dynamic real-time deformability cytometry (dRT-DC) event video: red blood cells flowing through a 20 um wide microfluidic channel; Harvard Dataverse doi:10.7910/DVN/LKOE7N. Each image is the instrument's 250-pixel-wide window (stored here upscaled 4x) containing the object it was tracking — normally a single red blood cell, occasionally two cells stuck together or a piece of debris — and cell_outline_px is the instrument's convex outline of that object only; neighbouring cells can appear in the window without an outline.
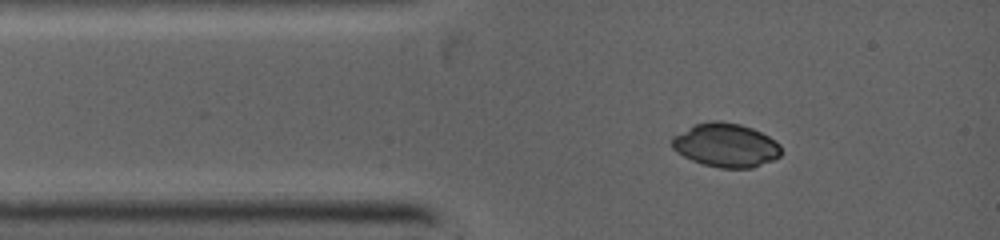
{"species": "common noctule bat (a hibernating species)", "species_latin": "Nyctalus noctula", "temperature_condition": "warm", "stored_images_in_passage": 5, "camera_frame_rate_fps": 5000, "um_per_image_px": 0.085, "animal": {"sex": "female", "body_mass_g": 19.0, "forearm_length_mm": 53.3}, "frame": {"image": 1, "passage_image": 3, "time_ms": 1.2, "image_size_px": [1000, 240], "cell_outline_px": [[780, 156], [772, 160], [752, 168], [720, 168], [704, 164], [692, 160], [676, 152], [672, 148], [672, 136], [692, 124], [712, 120], [720, 120], [740, 124], [752, 128], [776, 140], [780, 144]], "centroid_in_image_um": [61.67, 12.32], "position_along_channel_um": 23.3, "area_um2": 28.03}}
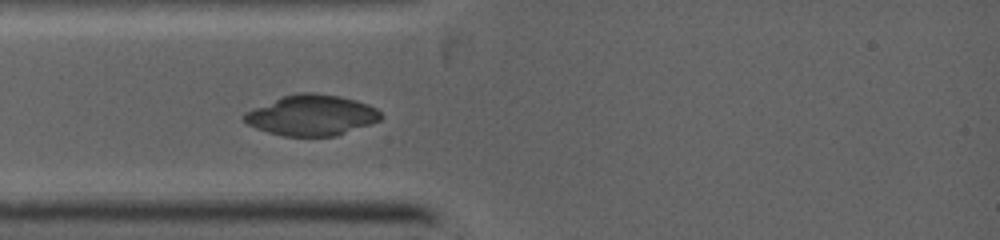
{"frame": {"image": 2, "passage_image": 5, "time_ms": 2.4, "image_size_px": [1000, 240], "cell_outline_px": [[384, 116], [380, 120], [372, 124], [336, 136], [284, 136], [268, 132], [256, 128], [248, 124], [240, 116], [244, 112], [252, 108], [284, 96], [300, 92], [312, 92], [340, 96], [356, 100], [368, 104], [376, 108]], "centroid_in_image_um": [26.5, 9.8], "position_along_channel_um": 58.5, "area_um2": 32.48}}